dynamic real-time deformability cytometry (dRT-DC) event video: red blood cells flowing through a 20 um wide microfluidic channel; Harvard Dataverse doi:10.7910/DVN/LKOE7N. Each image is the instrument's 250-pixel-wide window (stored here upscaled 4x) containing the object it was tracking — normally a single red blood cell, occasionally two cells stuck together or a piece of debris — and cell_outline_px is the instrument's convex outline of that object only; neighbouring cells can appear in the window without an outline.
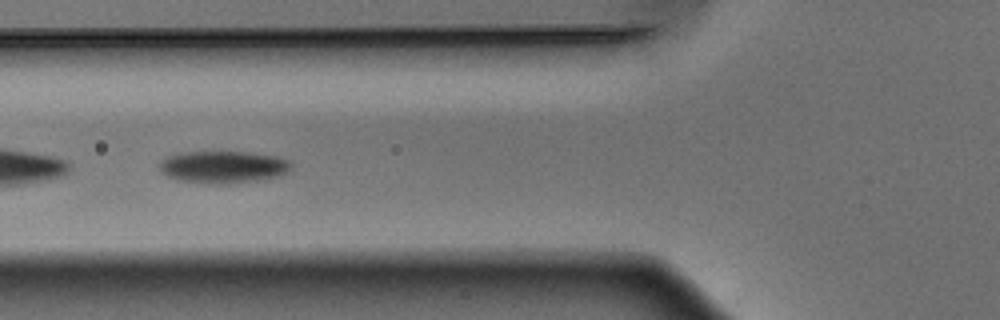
{"species": "Egyptian fruit bat (a non-hibernating species)", "species_latin": "Rousettus aegyptiacus", "temperature_condition": "warm", "stored_images_in_passage": 51, "camera_frame_rate_fps": 3000, "um_per_image_px": 0.085, "animal": {"sex": "male"}, "frame": {"image": 1, "passage_image": 19, "time_ms": 6.0, "image_size_px": [1000, 320], "cell_outline_px": [[292, 168], [288, 172], [280, 176], [256, 180], [228, 184], [204, 184], [176, 180], [160, 172], [160, 164], [168, 156], [184, 152], [252, 152], [276, 156], [292, 160]], "centroid_in_image_um": [19.02, 14.2], "position_along_channel_um": 106.8, "area_um2": 25.03}}
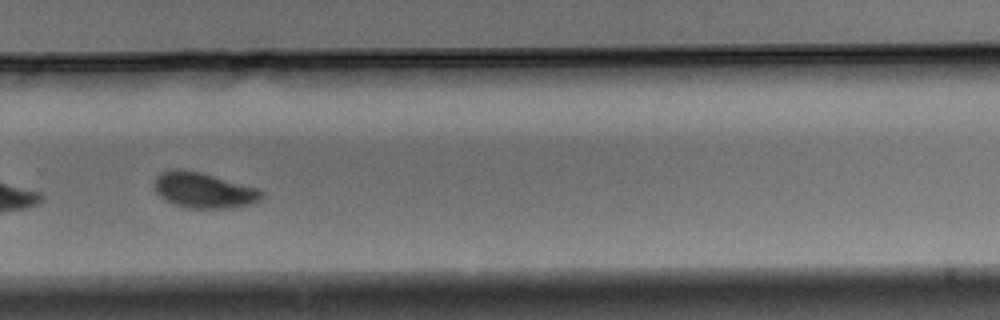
{"frame": {"image": 2, "passage_image": 35, "time_ms": 11.333, "image_size_px": [1000, 320], "cell_outline_px": [[264, 196], [260, 200], [252, 204], [228, 208], [184, 208], [172, 204], [164, 200], [156, 192], [156, 176], [160, 172], [176, 168], [200, 172], [260, 188], [264, 192]], "centroid_in_image_um": [17.34, 16.18], "position_along_channel_um": 312.5, "area_um2": 22.43}}
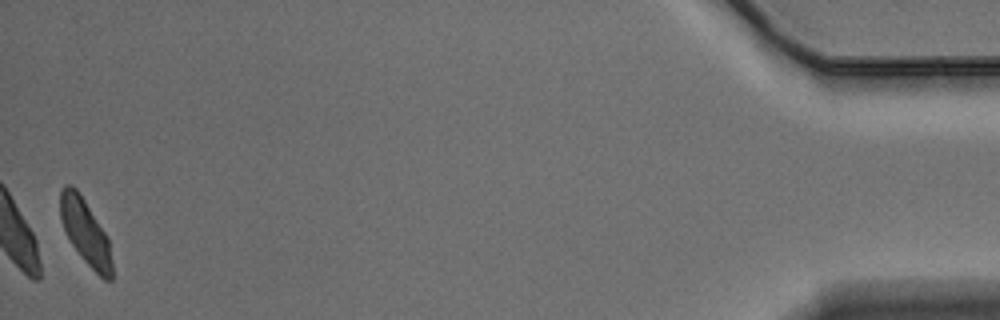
{"frame": {"image": 3, "passage_image": 51, "time_ms": 16.667, "image_size_px": [1000, 320], "cell_outline_px": [[112, 280], [104, 280], [84, 260], [72, 244], [64, 228], [60, 216], [60, 192], [64, 184], [72, 184], [80, 192], [104, 232], [108, 240], [112, 260]], "centroid_in_image_um": [7.25, 19.68], "position_along_channel_um": 427.9, "area_um2": 19.36}, "authors_computed_cell_mechanics": {"area_um2": 24.1026, "velocity_mm_per_s": 3.8592, "shape_relaxation_time_tau1_ms": 2.4047, "shape_relaxation_time_tau2_ms": null, "deformation_change_tau1": 0.1044, "deformation_change_tau2": null}}